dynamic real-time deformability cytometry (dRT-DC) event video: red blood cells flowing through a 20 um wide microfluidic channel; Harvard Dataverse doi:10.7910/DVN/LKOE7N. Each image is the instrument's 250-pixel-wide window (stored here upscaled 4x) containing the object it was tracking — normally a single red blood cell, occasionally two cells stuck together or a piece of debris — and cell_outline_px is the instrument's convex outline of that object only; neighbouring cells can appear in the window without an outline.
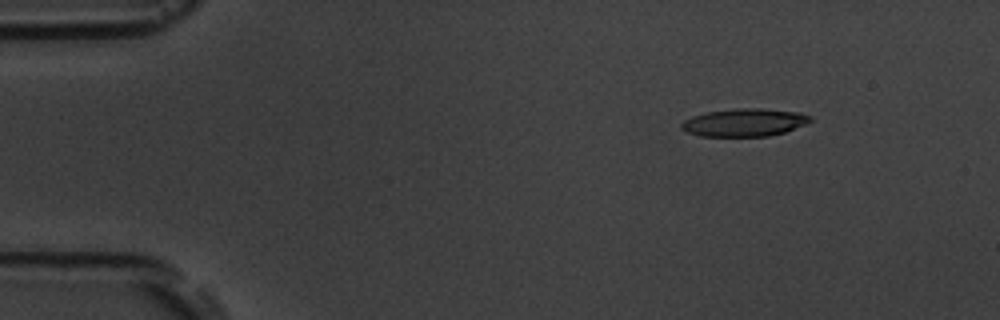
{"species": "common noctule bat (a hibernating species)", "species_latin": "Nyctalus noctula", "temperature_condition": "room temperature", "stored_images_in_passage": 10, "camera_frame_rate_fps": 3000, "um_per_image_px": 0.085, "animal": {"sex": "male", "body_mass_g": 19.5, "forearm_length_mm": 54.6}, "frame": {"image": 1, "passage_image": 1, "time_ms": 0.0, "image_size_px": [1000, 320], "cell_outline_px": [[812, 120], [804, 124], [784, 132], [768, 136], [700, 136], [688, 132], [680, 128], [680, 124], [684, 120], [692, 116], [708, 112], [740, 108], [760, 108], [800, 112], [812, 116]], "centroid_in_image_um": [63.27, 10.41], "position_along_channel_um": 21.7, "area_um2": 20.75}}
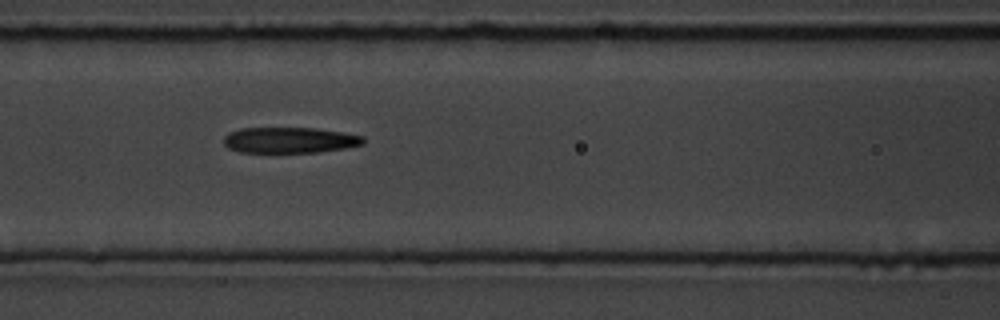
{"frame": {"image": 2, "passage_image": 6, "time_ms": 5.667, "image_size_px": [1000, 320], "cell_outline_px": [[364, 144], [344, 148], [320, 152], [240, 152], [228, 148], [224, 144], [224, 136], [228, 132], [240, 128], [316, 128], [364, 136]], "centroid_in_image_um": [24.6, 11.91], "position_along_channel_um": 142.0, "area_um2": 20.98}}
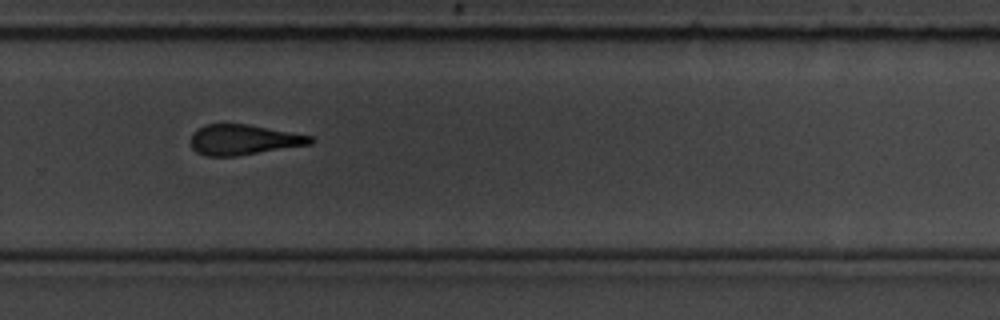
{"frame": {"image": 3, "passage_image": 10, "time_ms": 10.333, "image_size_px": [1000, 320], "cell_outline_px": [[316, 140], [312, 144], [236, 156], [204, 156], [196, 152], [192, 148], [192, 132], [204, 124], [248, 124], [312, 136]], "centroid_in_image_um": [20.7, 11.88], "position_along_channel_um": 309.1, "area_um2": 21.15}}